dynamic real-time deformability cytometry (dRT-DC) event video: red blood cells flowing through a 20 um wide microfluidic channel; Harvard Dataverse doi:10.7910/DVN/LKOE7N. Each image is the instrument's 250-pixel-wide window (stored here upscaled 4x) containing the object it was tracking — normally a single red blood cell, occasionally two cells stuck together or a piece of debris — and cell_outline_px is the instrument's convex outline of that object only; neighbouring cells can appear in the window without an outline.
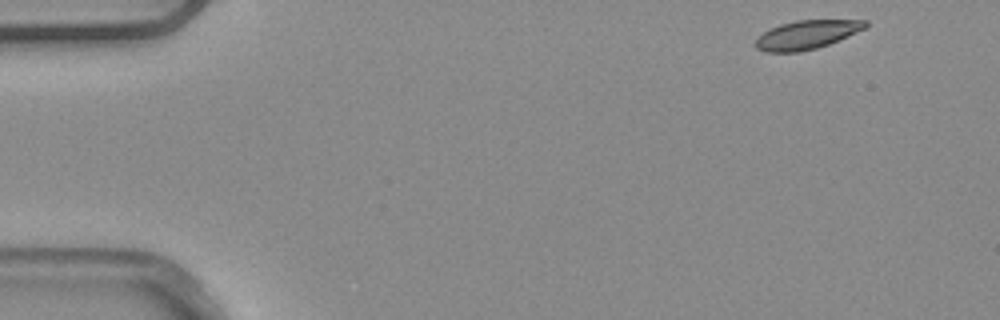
{"species": "common noctule bat (a hibernating species)", "species_latin": "Nyctalus noctula", "temperature_condition": "warm", "stored_images_in_passage": 4, "camera_frame_rate_fps": 3000, "um_per_image_px": 0.085, "animal": {"sex": "male", "body_mass_g": 20.4}, "frame": {"image": 1, "passage_image": 1, "time_ms": 0.0, "image_size_px": [1000, 320], "cell_outline_px": [[868, 24], [864, 28], [828, 44], [816, 48], [800, 52], [764, 52], [756, 48], [756, 40], [764, 32], [780, 24], [796, 20], [868, 20]], "centroid_in_image_um": [68.54, 2.95], "position_along_channel_um": 16.5, "area_um2": 18.03}}
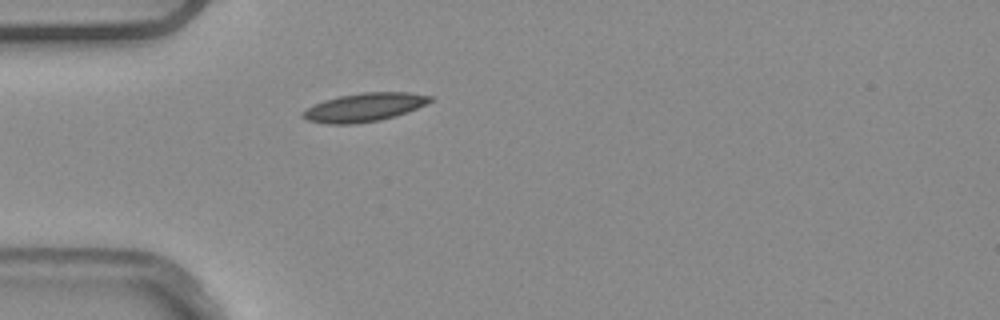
{"frame": {"image": 2, "passage_image": 4, "time_ms": 1.0, "image_size_px": [1000, 320], "cell_outline_px": [[432, 100], [408, 112], [396, 116], [380, 120], [356, 124], [328, 124], [308, 120], [300, 116], [300, 112], [324, 100], [340, 96], [360, 92], [408, 92], [432, 96]], "centroid_in_image_um": [30.95, 9.12], "position_along_channel_um": 54.1, "area_um2": 21.1}}